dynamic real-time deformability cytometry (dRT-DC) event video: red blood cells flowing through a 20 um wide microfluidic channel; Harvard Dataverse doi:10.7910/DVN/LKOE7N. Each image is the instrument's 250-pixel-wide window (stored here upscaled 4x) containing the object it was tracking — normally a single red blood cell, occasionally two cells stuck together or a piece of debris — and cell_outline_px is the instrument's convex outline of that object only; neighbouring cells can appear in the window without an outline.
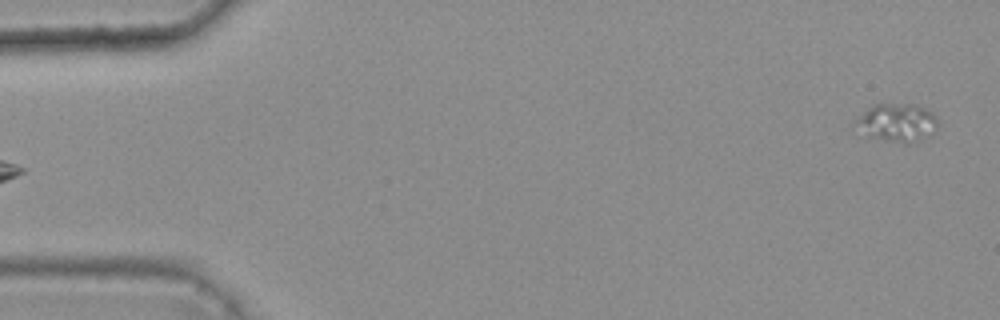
{"species": "common noctule bat (a hibernating species)", "species_latin": "Nyctalus noctula", "temperature_condition": "warm", "stored_images_in_passage": 6, "camera_frame_rate_fps": 3000, "um_per_image_px": 0.085, "animal": {"sex": "female", "body_mass_g": 25.1}, "frame": {"image": 1, "passage_image": 6, "time_ms": 1.667, "image_size_px": [1000, 320], "cell_outline_px": [[940, 124], [920, 140], [908, 144], [904, 144], [884, 140], [868, 136], [852, 124], [852, 120], [856, 116], [872, 104], [916, 104], [932, 112], [936, 116]], "centroid_in_image_um": [76.19, 10.41], "position_along_channel_um": 8.8, "area_um2": 18.61}}